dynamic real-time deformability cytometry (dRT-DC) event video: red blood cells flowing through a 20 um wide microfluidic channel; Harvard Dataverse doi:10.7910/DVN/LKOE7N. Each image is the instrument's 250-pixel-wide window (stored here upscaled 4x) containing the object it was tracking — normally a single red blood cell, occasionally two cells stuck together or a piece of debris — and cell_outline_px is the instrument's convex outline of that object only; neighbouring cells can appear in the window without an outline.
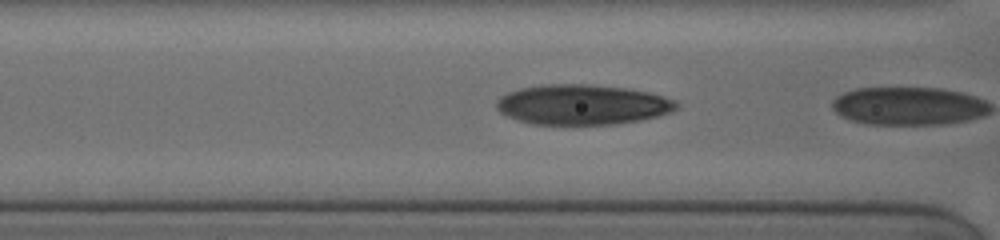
{"species": "human", "species_latin": "Homo sapiens", "temperature_condition": "cold", "stored_images_in_passage": 9, "camera_frame_rate_fps": 3000, "um_per_image_px": 0.085, "donor": {"sex": "female"}, "frame": {"image": 1, "passage_image": 8, "time_ms": 2.0, "image_size_px": [1000, 240], "cell_outline_px": [[680, 104], [672, 112], [660, 116], [640, 120], [616, 124], [532, 124], [508, 116], [500, 112], [496, 108], [496, 100], [500, 96], [508, 92], [520, 88], [544, 84], [584, 84], [624, 88], [648, 92], [676, 100]], "centroid_in_image_um": [49.51, 8.89], "position_along_channel_um": 117.1, "area_um2": 42.08}}